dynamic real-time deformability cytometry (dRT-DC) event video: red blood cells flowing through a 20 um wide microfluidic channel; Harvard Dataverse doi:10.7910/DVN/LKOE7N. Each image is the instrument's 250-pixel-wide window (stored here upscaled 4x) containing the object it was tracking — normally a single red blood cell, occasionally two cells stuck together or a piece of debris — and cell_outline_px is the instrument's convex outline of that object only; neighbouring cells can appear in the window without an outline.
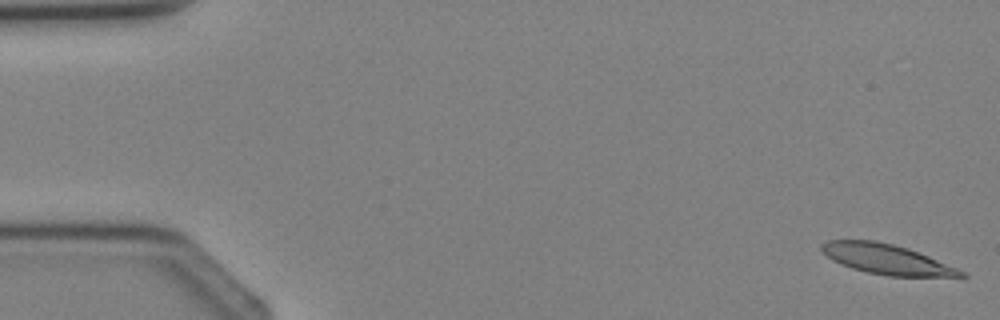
{"species": "Egyptian fruit bat (a non-hibernating species)", "species_latin": "Rousettus aegyptiacus", "temperature_condition": "cold", "stored_images_in_passage": 4, "camera_frame_rate_fps": 3000, "um_per_image_px": 0.085, "animal": {"sex": "female"}, "frame": {"image": 1, "passage_image": 1, "time_ms": 0.0, "image_size_px": [1000, 320], "cell_outline_px": [[968, 276], [888, 276], [868, 272], [852, 268], [840, 264], [832, 260], [820, 248], [820, 244], [828, 240], [872, 240], [892, 244], [908, 248], [928, 256], [956, 268], [964, 272]], "centroid_in_image_um": [75.31, 22.02], "position_along_channel_um": 9.7, "area_um2": 23.93}}
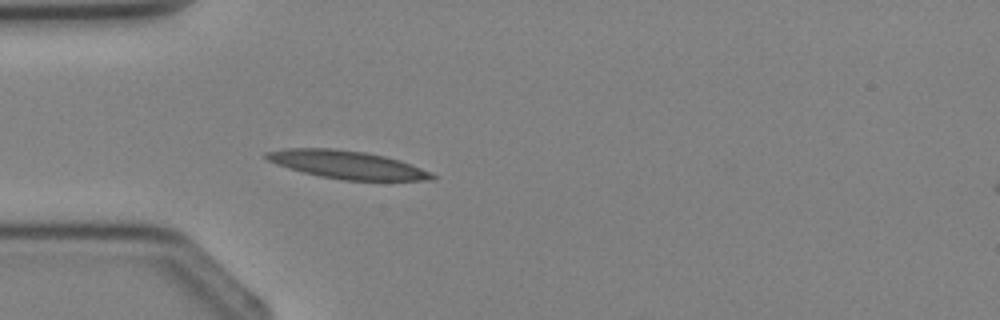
{"frame": {"image": 2, "passage_image": 4, "time_ms": 3.333, "image_size_px": [1000, 320], "cell_outline_px": [[436, 180], [344, 180], [320, 176], [288, 168], [276, 164], [268, 160], [264, 156], [264, 152], [288, 148], [332, 148], [364, 152], [384, 156], [400, 160], [432, 172], [436, 176]], "centroid_in_image_um": [29.51, 14.0], "position_along_channel_um": 55.5, "area_um2": 26.93}}